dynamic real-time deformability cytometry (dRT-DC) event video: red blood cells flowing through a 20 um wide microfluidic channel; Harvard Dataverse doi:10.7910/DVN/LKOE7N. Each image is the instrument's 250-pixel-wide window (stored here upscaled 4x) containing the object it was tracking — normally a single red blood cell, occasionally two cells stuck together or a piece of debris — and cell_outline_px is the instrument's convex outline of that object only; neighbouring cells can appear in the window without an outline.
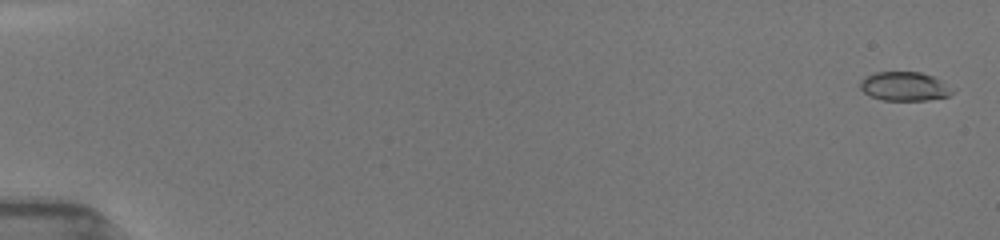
{"species": "common noctule bat (a hibernating species)", "species_latin": "Nyctalus noctula", "temperature_condition": "room temperature", "stored_images_in_passage": 21, "camera_frame_rate_fps": 3000, "um_per_image_px": 0.085, "animal": {"sex": "female", "body_mass_g": 19.5, "forearm_length_mm": 54.1}, "frame": {"image": 1, "passage_image": 2, "time_ms": 0.333, "image_size_px": [1000, 240], "cell_outline_px": [[956, 92], [948, 96], [928, 100], [884, 100], [872, 96], [864, 92], [860, 88], [860, 80], [864, 76], [876, 72], [920, 72], [932, 76], [956, 88]], "centroid_in_image_um": [76.92, 7.34], "position_along_channel_um": 8.1, "area_um2": 15.72}}
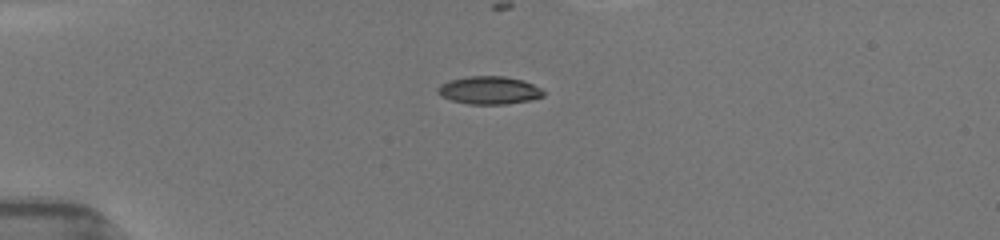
{"frame": {"image": 2, "passage_image": 15, "time_ms": 4.667, "image_size_px": [1000, 240], "cell_outline_px": [[544, 96], [528, 100], [508, 104], [468, 104], [452, 100], [440, 96], [436, 92], [436, 88], [440, 84], [448, 80], [468, 76], [504, 76], [524, 80], [540, 88], [544, 92]], "centroid_in_image_um": [41.53, 7.66], "position_along_channel_um": 43.5, "area_um2": 17.28}}